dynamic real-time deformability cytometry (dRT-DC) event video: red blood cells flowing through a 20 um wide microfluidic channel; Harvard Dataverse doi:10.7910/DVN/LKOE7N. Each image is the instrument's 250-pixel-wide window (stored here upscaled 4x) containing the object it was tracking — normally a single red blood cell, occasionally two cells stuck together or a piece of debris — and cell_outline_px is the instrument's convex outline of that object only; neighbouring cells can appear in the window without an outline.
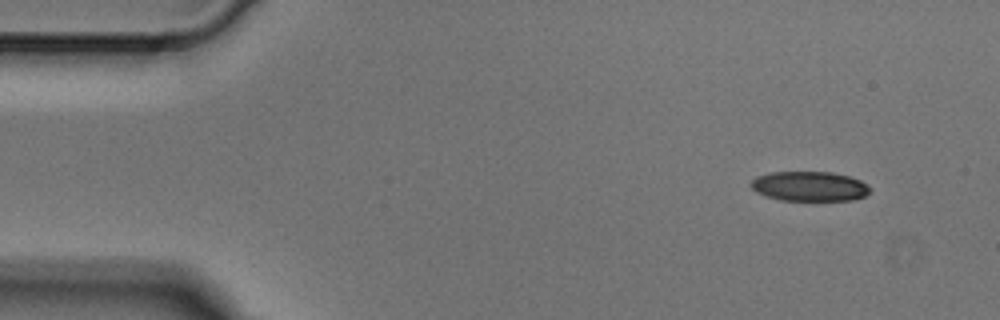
{"species": "Egyptian fruit bat (a non-hibernating species)", "species_latin": "Rousettus aegyptiacus", "temperature_condition": "cold", "stored_images_in_passage": 6, "camera_frame_rate_fps": 3000, "um_per_image_px": 0.085, "animal": {"sex": "male"}, "frame": {"image": 1, "passage_image": 1, "time_ms": 0.0, "image_size_px": [1000, 320], "cell_outline_px": [[872, 188], [864, 196], [852, 200], [780, 200], [756, 192], [752, 188], [752, 180], [756, 176], [768, 172], [832, 172], [848, 176], [860, 180], [868, 184]], "centroid_in_image_um": [68.82, 15.82], "position_along_channel_um": 16.2, "area_um2": 20.58}}
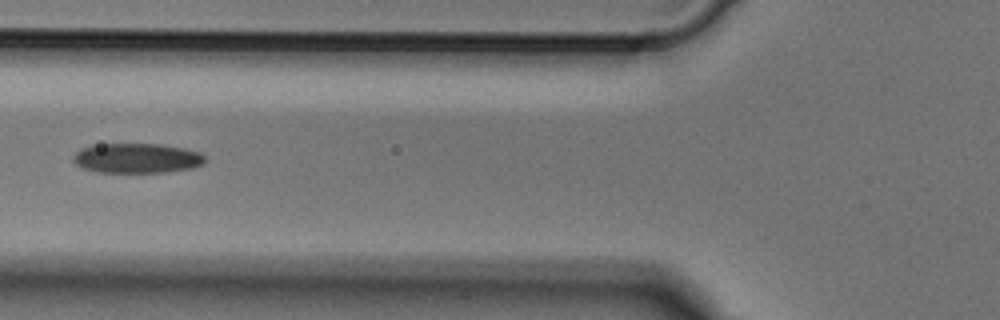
{"frame": {"image": 2, "passage_image": 5, "time_ms": 1.333, "image_size_px": [1000, 320], "cell_outline_px": [[204, 164], [192, 168], [164, 172], [100, 172], [84, 168], [76, 164], [72, 160], [72, 156], [80, 148], [100, 144], [160, 144], [184, 148], [200, 152], [204, 156]], "centroid_in_image_um": [11.63, 13.44], "position_along_channel_um": 114.2, "area_um2": 22.83}}
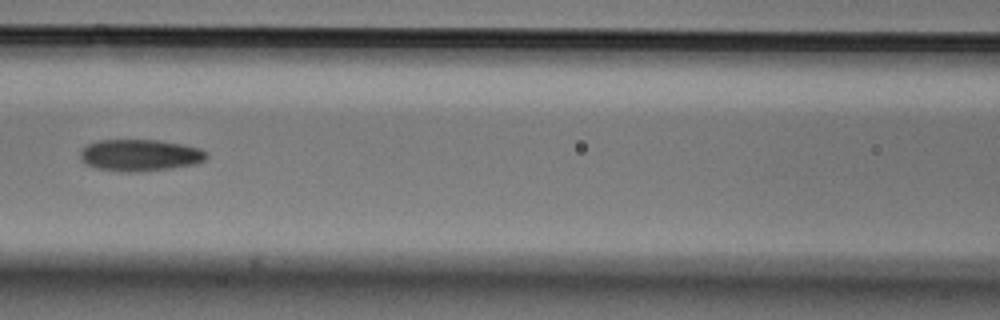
{"frame": {"image": 3, "passage_image": 6, "time_ms": 1.667, "image_size_px": [1000, 320], "cell_outline_px": [[208, 156], [204, 160], [196, 164], [172, 168], [136, 172], [120, 172], [96, 168], [84, 164], [80, 160], [80, 148], [88, 144], [100, 140], [156, 140], [180, 144], [200, 148], [208, 152]], "centroid_in_image_um": [11.86, 13.2], "position_along_channel_um": 154.7, "area_um2": 23.58}}